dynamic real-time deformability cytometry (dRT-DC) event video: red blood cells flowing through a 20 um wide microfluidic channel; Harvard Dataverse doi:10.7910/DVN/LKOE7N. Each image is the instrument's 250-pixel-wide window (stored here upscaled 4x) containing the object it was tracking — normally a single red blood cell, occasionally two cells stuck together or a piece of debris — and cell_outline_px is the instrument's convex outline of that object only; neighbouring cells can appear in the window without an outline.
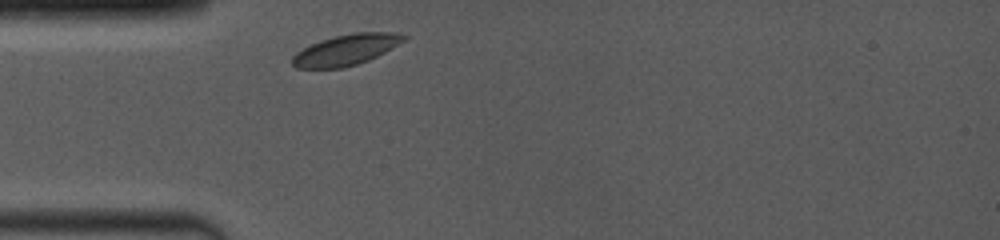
{"species": "common noctule bat (a hibernating species)", "species_latin": "Nyctalus noctula", "temperature_condition": "room temperature", "stored_images_in_passage": 22, "camera_frame_rate_fps": 4000, "um_per_image_px": 0.085, "animal": {"sex": "female", "body_mass_g": 19.0, "forearm_length_mm": 53.3}, "frame": {"image": 1, "passage_image": 1, "time_ms": 0.0, "image_size_px": [1000, 240], "cell_outline_px": [[408, 36], [404, 40], [384, 52], [368, 60], [356, 64], [340, 68], [296, 68], [292, 64], [292, 56], [296, 52], [320, 40], [332, 36], [356, 32], [392, 32]], "centroid_in_image_um": [29.38, 4.23], "position_along_channel_um": 55.6, "area_um2": 19.77}}
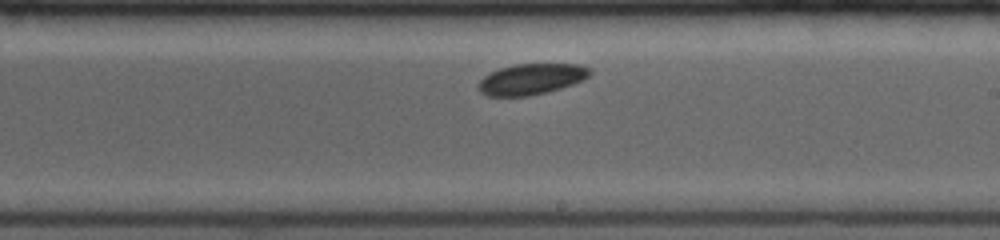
{"frame": {"image": 2, "passage_image": 13, "time_ms": 5.0, "image_size_px": [1000, 240], "cell_outline_px": [[592, 72], [584, 80], [548, 92], [528, 96], [488, 96], [480, 92], [476, 88], [476, 84], [484, 76], [500, 68], [516, 64], [580, 64], [592, 68]], "centroid_in_image_um": [45.16, 6.72], "position_along_channel_um": 243.8, "area_um2": 20.23}}
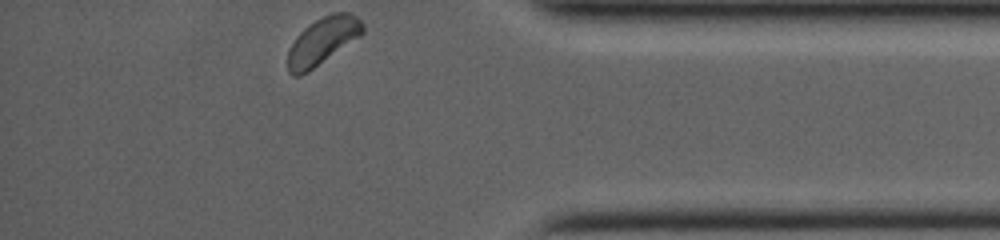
{"frame": {"image": 3, "passage_image": 22, "time_ms": 9.5, "image_size_px": [1000, 240], "cell_outline_px": [[364, 32], [360, 36], [308, 72], [300, 76], [292, 76], [288, 72], [288, 52], [296, 36], [304, 28], [316, 20], [332, 12], [348, 12], [356, 16], [364, 24]], "centroid_in_image_um": [27.42, 3.49], "position_along_channel_um": 407.8, "area_um2": 20.4}, "authors_computed_cell_mechanics": {"area_um2": 20.0566, "velocity_mm_per_s": 3.8876, "shape_relaxation_time_tau1_ms": 2.98, "shape_relaxation_time_tau2_ms": null, "deformation_change_tau1": 0.0705, "deformation_change_tau2": null}}